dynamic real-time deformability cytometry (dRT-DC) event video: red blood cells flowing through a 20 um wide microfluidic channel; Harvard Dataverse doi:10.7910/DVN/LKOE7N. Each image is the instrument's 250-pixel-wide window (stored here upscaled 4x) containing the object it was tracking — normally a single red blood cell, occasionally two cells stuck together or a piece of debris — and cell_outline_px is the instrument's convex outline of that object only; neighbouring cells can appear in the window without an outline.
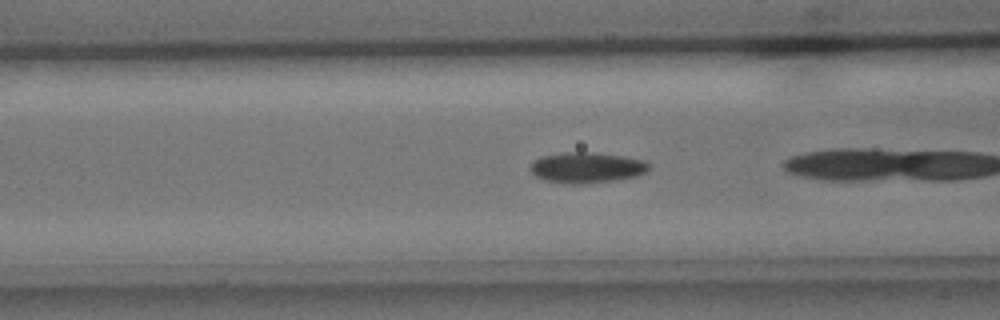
{"species": "common noctule bat (a hibernating species)", "species_latin": "Nyctalus noctula", "temperature_condition": "cold", "stored_images_in_passage": 19, "camera_frame_rate_fps": 3000, "um_per_image_px": 0.085, "animal": {"sex": "male", "body_mass_g": 15.6}, "frame": {"image": 1, "passage_image": 4, "time_ms": 1.0, "image_size_px": [1000, 320], "cell_outline_px": [[652, 168], [636, 176], [616, 180], [584, 184], [568, 184], [544, 180], [536, 176], [532, 172], [532, 160], [540, 156], [564, 152], [592, 152], [624, 156], [644, 160]], "centroid_in_image_um": [49.87, 14.24], "position_along_channel_um": 116.7, "area_um2": 21.33}}